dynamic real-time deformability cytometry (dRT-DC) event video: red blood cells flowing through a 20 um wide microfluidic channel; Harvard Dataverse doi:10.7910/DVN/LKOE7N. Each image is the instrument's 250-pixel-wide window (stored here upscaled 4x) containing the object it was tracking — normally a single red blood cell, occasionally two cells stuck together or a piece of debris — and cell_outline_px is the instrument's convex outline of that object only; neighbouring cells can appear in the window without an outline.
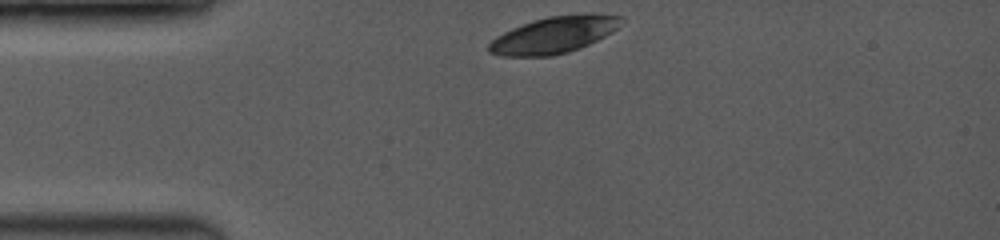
{"species": "common noctule bat (a hibernating species)", "species_latin": "Nyctalus noctula", "temperature_condition": "room temperature", "stored_images_in_passage": 5, "camera_frame_rate_fps": 3500, "um_per_image_px": 0.085, "animal": {"sex": "female", "body_mass_g": 19.0, "forearm_length_mm": 53.3}, "frame": {"image": 1, "passage_image": 1, "time_ms": 0.0, "image_size_px": [1000, 240], "cell_outline_px": [[624, 16], [616, 28], [612, 32], [588, 44], [568, 52], [552, 56], [500, 56], [488, 52], [488, 44], [496, 36], [512, 28], [532, 20], [548, 16], [588, 12], [592, 12]], "centroid_in_image_um": [47.08, 2.94], "position_along_channel_um": 37.9, "area_um2": 28.44}}